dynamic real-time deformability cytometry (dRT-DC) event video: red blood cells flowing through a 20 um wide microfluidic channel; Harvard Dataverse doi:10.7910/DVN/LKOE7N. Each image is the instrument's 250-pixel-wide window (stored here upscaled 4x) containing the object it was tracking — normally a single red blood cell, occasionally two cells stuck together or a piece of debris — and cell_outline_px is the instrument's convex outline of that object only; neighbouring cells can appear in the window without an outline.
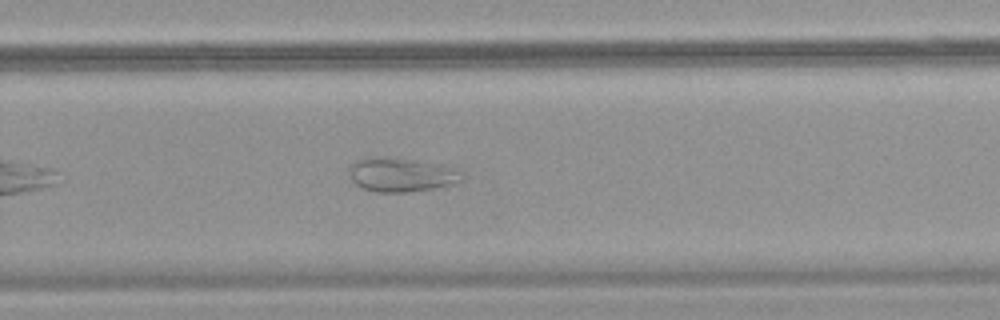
{"species": "common noctule bat (a hibernating species)", "species_latin": "Nyctalus noctula", "temperature_condition": "warm", "stored_images_in_passage": 42, "camera_frame_rate_fps": 3000, "um_per_image_px": 0.085, "animal": {"sex": "female", "body_mass_g": 18.4}, "frame": {"image": 1, "passage_image": 24, "time_ms": 7.667, "image_size_px": [1000, 320], "cell_outline_px": [[460, 180], [448, 184], [432, 188], [408, 192], [376, 192], [364, 188], [356, 184], [352, 180], [352, 164], [356, 160], [376, 156], [384, 156], [412, 160], [440, 168], [452, 172]], "centroid_in_image_um": [33.87, 14.87], "position_along_channel_um": 295.9, "area_um2": 20.52}}
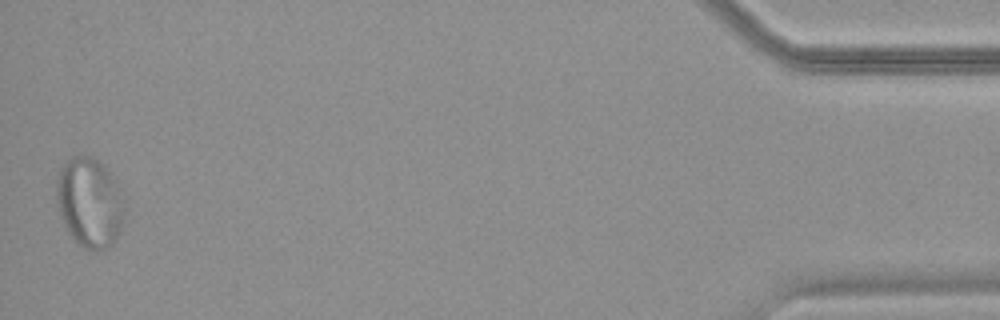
{"frame": {"image": 2, "passage_image": 42, "time_ms": 13.667, "image_size_px": [1000, 320], "cell_outline_px": [[124, 220], [120, 232], [116, 240], [112, 244], [104, 248], [92, 252], [84, 248], [72, 236], [64, 224], [56, 204], [56, 180], [64, 164], [72, 156], [88, 156], [100, 160], [104, 164], [108, 172], [120, 200], [124, 212]], "centroid_in_image_um": [7.57, 17.24], "position_along_channel_um": 427.6, "area_um2": 34.8}}